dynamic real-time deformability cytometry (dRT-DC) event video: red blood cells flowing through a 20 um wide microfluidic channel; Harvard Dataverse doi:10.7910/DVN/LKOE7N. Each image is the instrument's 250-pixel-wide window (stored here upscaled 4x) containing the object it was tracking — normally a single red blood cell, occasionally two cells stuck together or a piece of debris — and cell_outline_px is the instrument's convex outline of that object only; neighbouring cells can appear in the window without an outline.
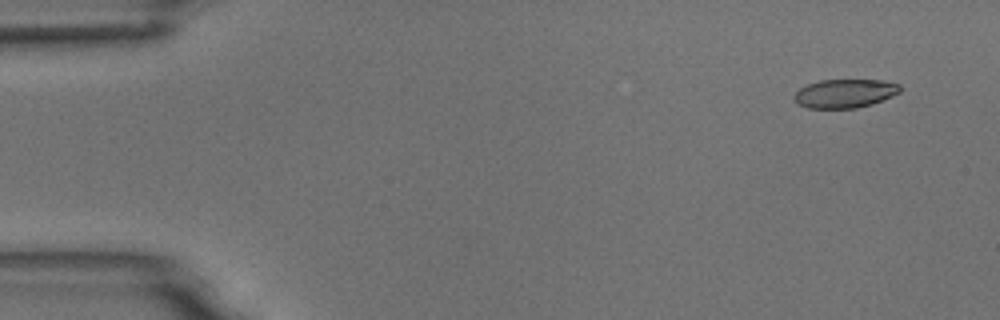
{"species": "common noctule bat (a hibernating species)", "species_latin": "Nyctalus noctula", "temperature_condition": "room temperature", "stored_images_in_passage": 6, "camera_frame_rate_fps": 3000, "um_per_image_px": 0.085, "animal": {"sex": "male", "body_mass_g": 18.8}, "frame": {"image": 1, "passage_image": 2, "time_ms": 1.0, "image_size_px": [1000, 320], "cell_outline_px": [[900, 92], [892, 96], [872, 104], [856, 108], [808, 108], [800, 104], [792, 96], [800, 88], [808, 84], [820, 80], [880, 80], [900, 84]], "centroid_in_image_um": [71.82, 7.94], "position_along_channel_um": 13.2, "area_um2": 17.57}}
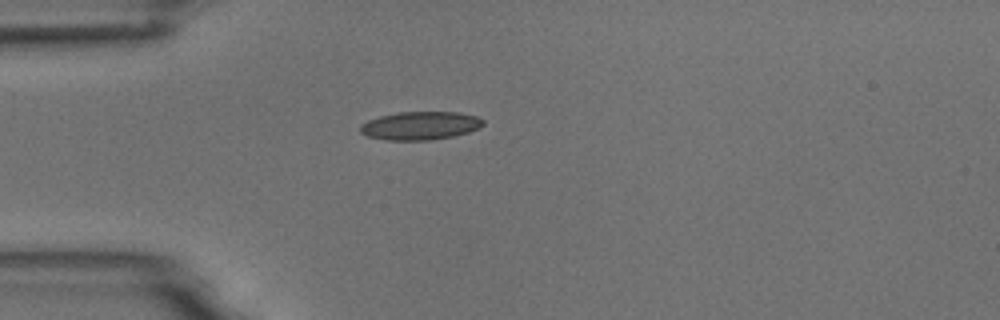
{"frame": {"image": 2, "passage_image": 5, "time_ms": 4.667, "image_size_px": [1000, 320], "cell_outline_px": [[484, 124], [468, 132], [452, 136], [432, 140], [384, 140], [368, 136], [360, 132], [360, 124], [368, 120], [380, 116], [396, 112], [460, 112], [476, 116], [484, 120]], "centroid_in_image_um": [35.69, 10.68], "position_along_channel_um": 49.3, "area_um2": 20.23}}